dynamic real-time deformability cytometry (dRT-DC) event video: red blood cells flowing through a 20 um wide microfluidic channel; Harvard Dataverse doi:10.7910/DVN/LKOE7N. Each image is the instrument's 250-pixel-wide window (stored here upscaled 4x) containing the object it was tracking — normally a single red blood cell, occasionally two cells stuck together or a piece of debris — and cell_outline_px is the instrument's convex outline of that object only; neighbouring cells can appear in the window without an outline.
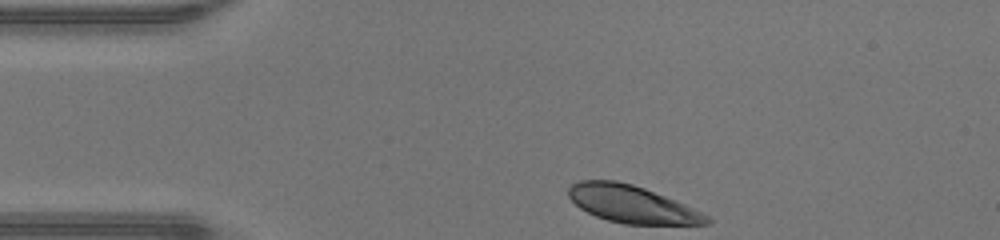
{"species": "human", "species_latin": "Homo sapiens", "temperature_condition": "warm", "stored_images_in_passage": 30, "camera_frame_rate_fps": 3000, "um_per_image_px": 0.085, "donor": {"sex": "male"}, "frame": {"image": 1, "passage_image": 1, "time_ms": 0.0, "image_size_px": [1000, 240], "cell_outline_px": [[712, 220], [708, 224], [624, 224], [608, 220], [596, 216], [580, 208], [568, 196], [568, 188], [572, 184], [580, 180], [616, 180], [632, 184], [644, 188], [676, 200], [708, 216]], "centroid_in_image_um": [53.69, 17.35], "position_along_channel_um": 31.3, "area_um2": 29.82}}
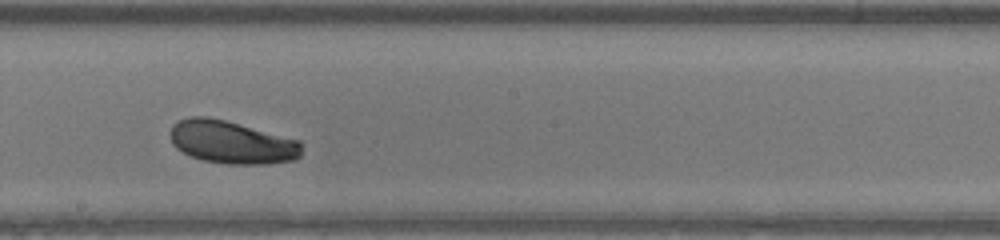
{"frame": {"image": 2, "passage_image": 18, "time_ms": 5.667, "image_size_px": [1000, 240], "cell_outline_px": [[300, 156], [296, 160], [268, 164], [228, 164], [204, 160], [192, 156], [176, 148], [172, 144], [168, 132], [172, 124], [180, 120], [192, 116], [208, 116], [224, 120], [300, 140]], "centroid_in_image_um": [19.67, 12.09], "position_along_channel_um": 228.5, "area_um2": 32.89}}
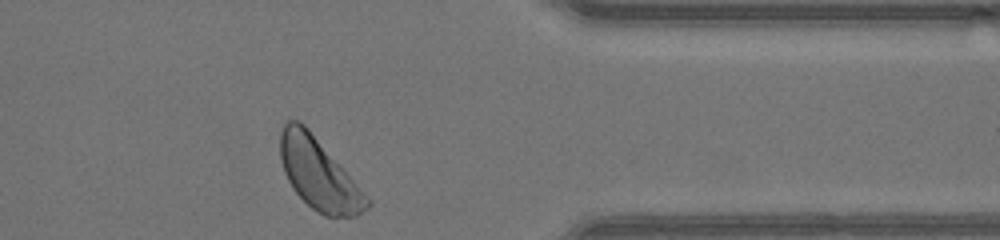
{"frame": {"image": 3, "passage_image": 30, "time_ms": 9.667, "image_size_px": [1000, 240], "cell_outline_px": [[372, 204], [368, 208], [356, 216], [324, 216], [316, 212], [296, 192], [288, 180], [284, 172], [280, 160], [280, 132], [284, 124], [288, 120], [300, 120], [308, 128], [372, 200]], "centroid_in_image_um": [27.1, 14.79], "position_along_channel_um": 384.3, "area_um2": 35.84}, "authors_computed_cell_mechanics": {"area_um2": 32.7148, "velocity_mm_per_s": 4.3321, "shape_relaxation_time_tau1_ms": 2.9309, "shape_relaxation_time_tau2_ms": null, "deformation_change_tau1": 0.1331, "deformation_change_tau2": null}}